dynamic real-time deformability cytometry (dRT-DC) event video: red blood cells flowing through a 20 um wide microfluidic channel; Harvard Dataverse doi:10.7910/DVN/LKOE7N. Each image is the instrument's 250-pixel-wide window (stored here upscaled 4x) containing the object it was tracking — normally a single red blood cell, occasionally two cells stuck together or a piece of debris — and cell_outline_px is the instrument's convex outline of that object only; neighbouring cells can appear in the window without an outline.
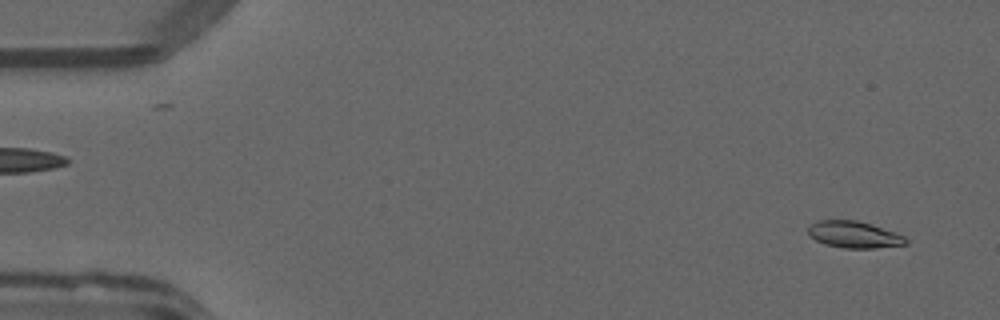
{"species": "common noctule bat (a hibernating species)", "species_latin": "Nyctalus noctula", "temperature_condition": "warm", "stored_images_in_passage": 51, "camera_frame_rate_fps": 3000, "um_per_image_px": 0.085, "animal": {"sex": "male", "forearm_length_mm": 52.5}, "frame": {"image": 1, "passage_image": 3, "time_ms": 0.667, "image_size_px": [1000, 320], "cell_outline_px": [[908, 244], [876, 248], [844, 248], [824, 244], [808, 236], [808, 228], [816, 220], [856, 220], [872, 224], [896, 232], [904, 236], [908, 240]], "centroid_in_image_um": [72.6, 19.94], "position_along_channel_um": 12.4, "area_um2": 15.37}}
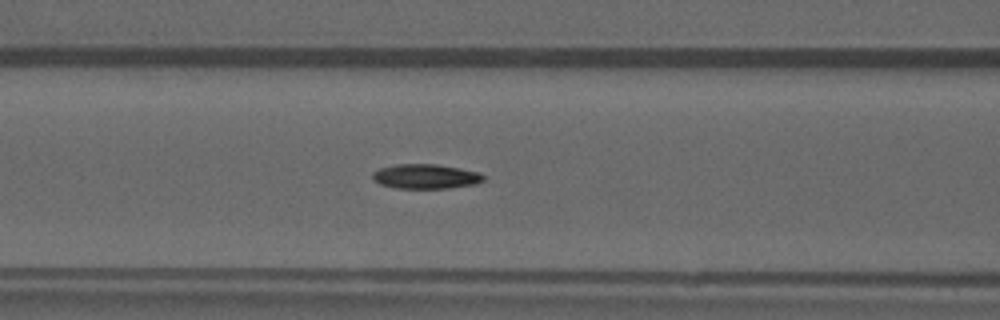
{"frame": {"image": 2, "passage_image": 21, "time_ms": 6.667, "image_size_px": [1000, 320], "cell_outline_px": [[484, 180], [476, 184], [452, 188], [396, 188], [380, 184], [372, 180], [372, 172], [380, 168], [396, 164], [436, 164], [460, 168], [480, 172], [484, 176]], "centroid_in_image_um": [36.18, 15.0], "position_along_channel_um": 130.4, "area_um2": 16.07}}
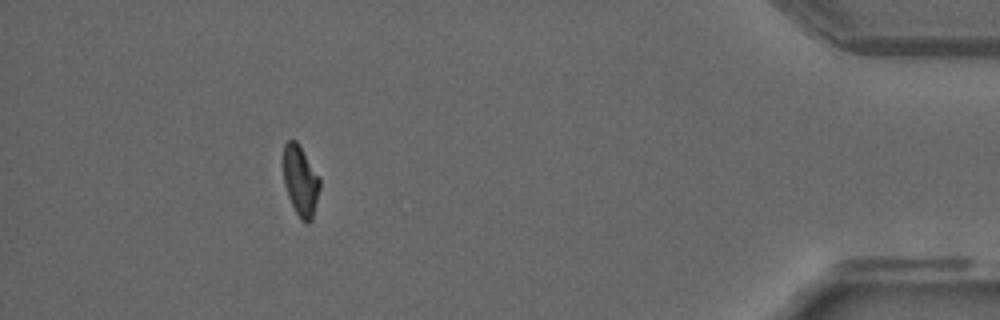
{"frame": {"image": 3, "passage_image": 46, "time_ms": 15.0, "image_size_px": [1000, 320], "cell_outline_px": [[320, 188], [312, 220], [308, 224], [304, 224], [300, 220], [288, 196], [284, 184], [284, 144], [288, 140], [296, 140], [320, 176]], "centroid_in_image_um": [25.56, 15.4], "position_along_channel_um": 409.6, "area_um2": 15.03}, "authors_computed_cell_mechanics": {"area_um2": 15.4326, "velocity_mm_per_s": 4.0527, "shape_relaxation_time_tau1_ms": 6.7975, "shape_relaxation_time_tau2_ms": 4.5833, "deformation_change_tau1": 0.205, "deformation_change_tau2": 0.0999}}